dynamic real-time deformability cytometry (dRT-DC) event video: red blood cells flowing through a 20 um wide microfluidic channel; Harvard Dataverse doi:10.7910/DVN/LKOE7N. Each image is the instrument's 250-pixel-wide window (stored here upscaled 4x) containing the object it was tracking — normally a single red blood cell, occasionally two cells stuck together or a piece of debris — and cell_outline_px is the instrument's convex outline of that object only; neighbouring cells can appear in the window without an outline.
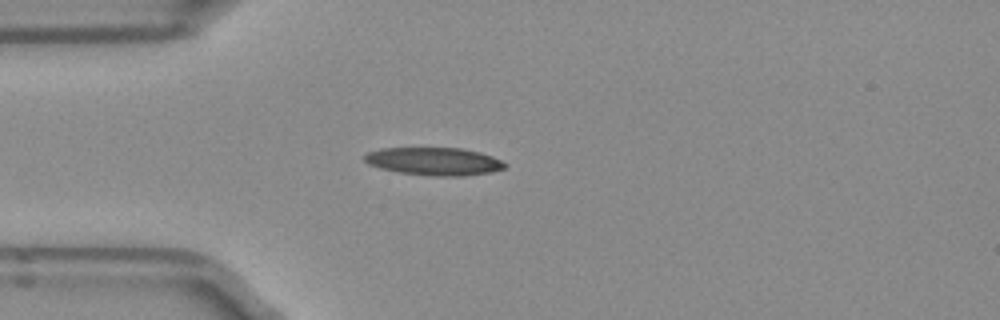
{"species": "Egyptian fruit bat (a non-hibernating species)", "species_latin": "Rousettus aegyptiacus", "temperature_condition": "room temperature", "stored_images_in_passage": 2, "camera_frame_rate_fps": 3000, "um_per_image_px": 0.085, "frame": {"image": 1, "passage_image": 1, "time_ms": 0.0, "image_size_px": [1000, 320], "cell_outline_px": [[508, 164], [504, 168], [492, 172], [464, 176], [436, 176], [400, 172], [380, 168], [368, 164], [364, 160], [364, 156], [368, 152], [380, 148], [460, 148], [480, 152], [492, 156]], "centroid_in_image_um": [36.91, 13.71], "position_along_channel_um": 48.1, "area_um2": 22.72}}